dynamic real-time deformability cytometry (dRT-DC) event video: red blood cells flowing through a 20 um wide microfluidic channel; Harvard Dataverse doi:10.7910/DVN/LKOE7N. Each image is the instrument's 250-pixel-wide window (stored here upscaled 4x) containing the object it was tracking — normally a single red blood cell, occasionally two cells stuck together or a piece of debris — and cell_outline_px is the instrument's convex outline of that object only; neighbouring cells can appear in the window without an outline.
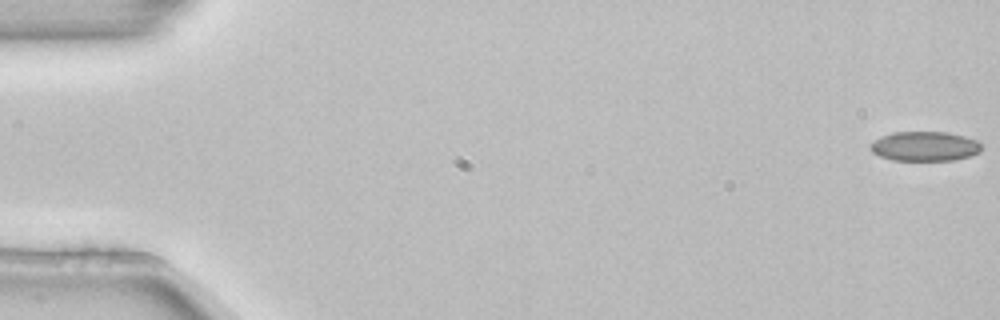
{"species": "common noctule bat (a hibernating species)", "species_latin": "Nyctalus noctula", "temperature_condition": "room temperature", "stored_images_in_passage": 5, "segment_of_instrument_passage": [1, 2], "camera_frame_rate_fps": 3000, "um_per_image_px": 0.085, "animal": {"sex": "female", "body_mass_g": 22.7, "forearm_length_mm": 54.2}, "frame": {"image": 1, "passage_image": 1, "time_ms": 0.0, "image_size_px": [1000, 320], "cell_outline_px": [[984, 144], [980, 152], [956, 160], [892, 160], [880, 156], [872, 152], [868, 148], [868, 144], [872, 140], [880, 136], [896, 132], [948, 132], [964, 136], [976, 140]], "centroid_in_image_um": [78.58, 12.43], "position_along_channel_um": 6.4, "area_um2": 19.42}}
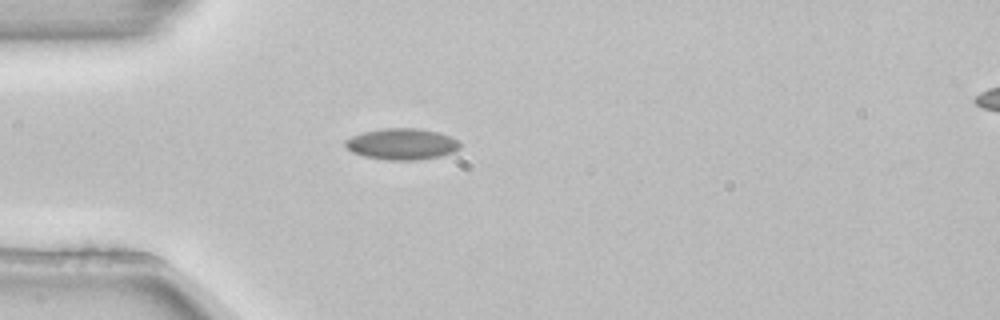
{"frame": {"image": 2, "passage_image": 4, "time_ms": 1.0, "image_size_px": [1000, 320], "cell_outline_px": [[460, 148], [452, 152], [440, 156], [416, 160], [388, 160], [364, 156], [352, 152], [344, 144], [344, 140], [352, 136], [364, 132], [384, 128], [420, 128], [452, 136], [460, 144]], "centroid_in_image_um": [34.15, 12.24], "position_along_channel_um": 50.8, "area_um2": 20.81}}